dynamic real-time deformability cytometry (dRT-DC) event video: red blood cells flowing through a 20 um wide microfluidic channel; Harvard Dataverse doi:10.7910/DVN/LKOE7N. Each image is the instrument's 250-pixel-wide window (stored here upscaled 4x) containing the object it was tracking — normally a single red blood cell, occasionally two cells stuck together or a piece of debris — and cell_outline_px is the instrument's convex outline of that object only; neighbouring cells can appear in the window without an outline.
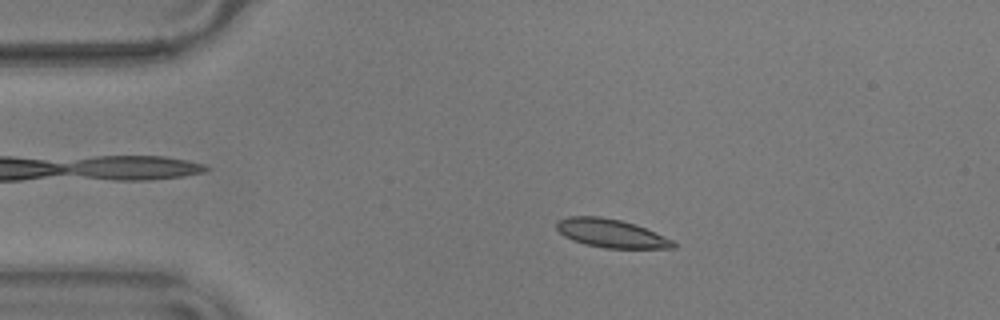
{"species": "common noctule bat (a hibernating species)", "species_latin": "Nyctalus noctula", "temperature_condition": "warm", "stored_images_in_passage": 56, "camera_frame_rate_fps": 3000, "um_per_image_px": 0.085, "animal": {"sex": "male", "body_mass_g": 17.9}, "frame": {"image": 1, "passage_image": 11, "time_ms": 3.333, "image_size_px": [1000, 320], "cell_outline_px": [[676, 248], [604, 248], [584, 244], [572, 240], [564, 236], [556, 228], [556, 220], [568, 216], [600, 216], [620, 220], [636, 224], [672, 240], [676, 244]], "centroid_in_image_um": [51.9, 19.83], "position_along_channel_um": 33.1, "area_um2": 19.36}}
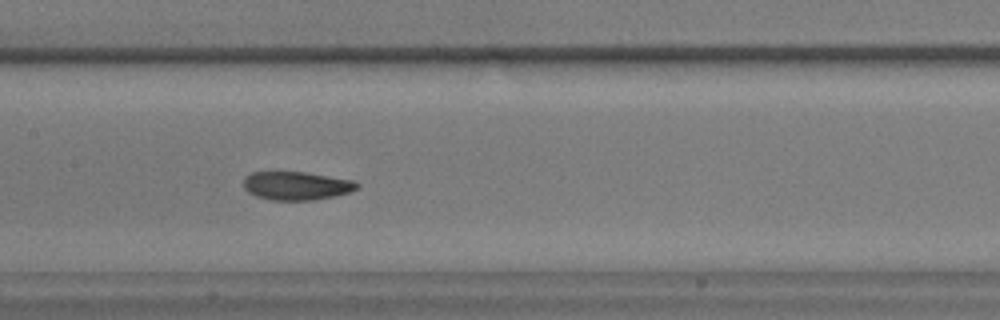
{"frame": {"image": 2, "passage_image": 27, "time_ms": 8.667, "image_size_px": [1000, 320], "cell_outline_px": [[360, 184], [356, 188], [348, 192], [332, 196], [312, 200], [272, 200], [256, 196], [248, 192], [244, 188], [244, 176], [252, 172], [304, 172], [356, 180]], "centroid_in_image_um": [25.18, 15.78], "position_along_channel_um": 182.2, "area_um2": 18.73}}
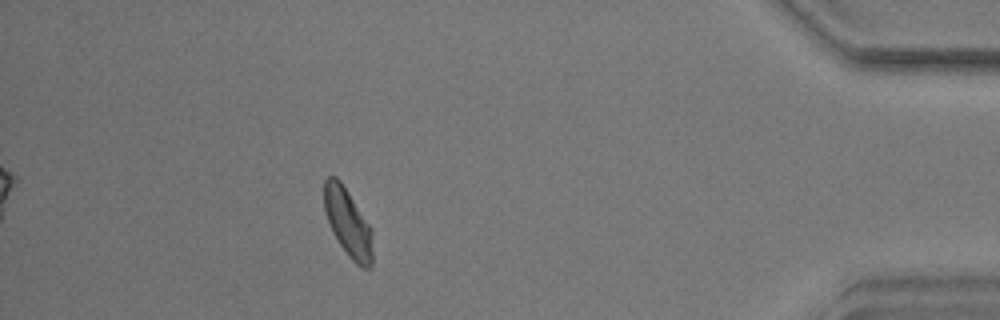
{"frame": {"image": 3, "passage_image": 50, "time_ms": 16.333, "image_size_px": [1000, 320], "cell_outline_px": [[372, 264], [368, 268], [364, 268], [356, 264], [348, 256], [340, 244], [324, 212], [324, 180], [328, 176], [336, 176], [340, 180], [372, 228]], "centroid_in_image_um": [29.58, 18.91], "position_along_channel_um": 405.6, "area_um2": 19.02}, "authors_computed_cell_mechanics": {"area_um2": 19.0451, "velocity_mm_per_s": 3.5694, "shape_relaxation_time_tau1_ms": 4.784, "shape_relaxation_time_tau2_ms": 1.9677, "deformation_change_tau1": 0.1735, "deformation_change_tau2": 0.0796}}